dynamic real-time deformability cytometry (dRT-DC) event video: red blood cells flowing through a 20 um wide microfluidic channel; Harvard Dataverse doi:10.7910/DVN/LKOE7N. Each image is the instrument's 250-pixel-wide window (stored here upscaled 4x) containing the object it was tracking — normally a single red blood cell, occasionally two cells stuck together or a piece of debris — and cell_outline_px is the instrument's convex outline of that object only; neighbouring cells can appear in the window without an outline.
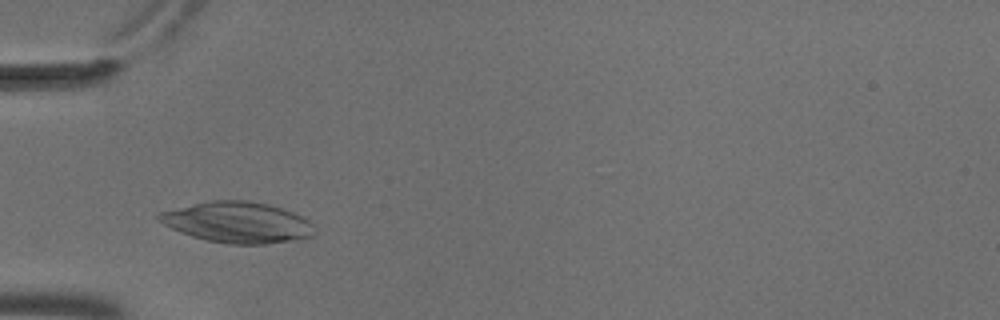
{"species": "common noctule bat (a hibernating species)", "species_latin": "Nyctalus noctula", "temperature_condition": "cold", "stored_images_in_passage": 4, "camera_frame_rate_fps": 3000, "um_per_image_px": 0.085, "animal": {"sex": "male", "body_mass_g": 18.8}, "frame": {"image": 1, "passage_image": 3, "time_ms": 0.667, "image_size_px": [1000, 320], "cell_outline_px": [[316, 232], [312, 236], [296, 240], [264, 244], [228, 244], [208, 240], [192, 236], [180, 232], [156, 220], [156, 216], [160, 212], [208, 200], [248, 200], [268, 204], [284, 208], [308, 220], [312, 224]], "centroid_in_image_um": [20.2, 18.89], "position_along_channel_um": 64.8, "area_um2": 37.11}}
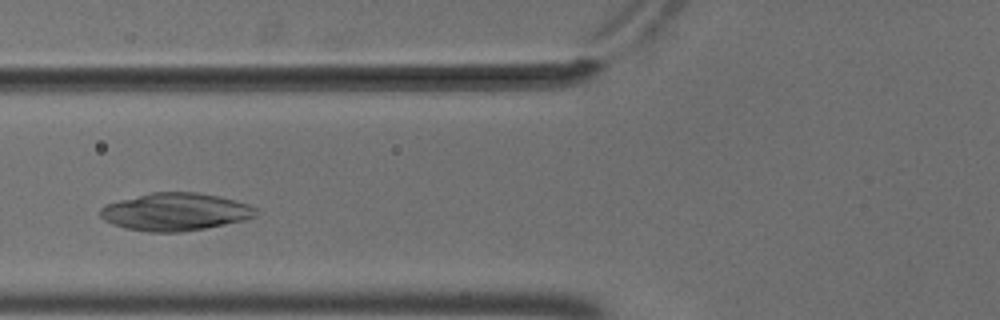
{"frame": {"image": 2, "passage_image": 4, "time_ms": 1.0, "image_size_px": [1000, 320], "cell_outline_px": [[260, 212], [256, 216], [244, 220], [204, 228], [180, 232], [148, 232], [124, 228], [112, 224], [104, 220], [100, 216], [100, 208], [104, 204], [152, 192], [196, 192], [220, 196], [236, 200], [248, 204], [256, 208]], "centroid_in_image_um": [14.9, 18.0], "position_along_channel_um": 110.9, "area_um2": 34.28}}